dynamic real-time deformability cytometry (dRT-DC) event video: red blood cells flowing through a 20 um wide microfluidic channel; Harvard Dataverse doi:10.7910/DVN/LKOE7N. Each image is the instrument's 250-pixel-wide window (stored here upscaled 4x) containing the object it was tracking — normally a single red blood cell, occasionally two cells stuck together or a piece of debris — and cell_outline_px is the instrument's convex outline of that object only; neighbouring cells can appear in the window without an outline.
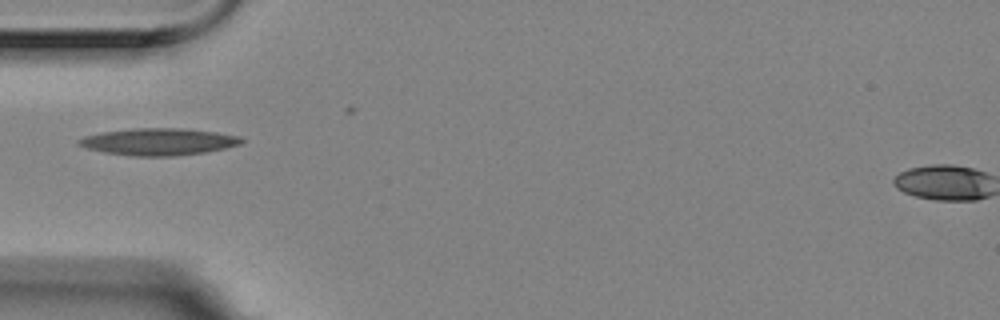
{"species": "Egyptian fruit bat (a non-hibernating species)", "species_latin": "Rousettus aegyptiacus", "temperature_condition": "room temperature", "stored_images_in_passage": 11, "camera_frame_rate_fps": 3000, "um_per_image_px": 0.085, "animal": {"sex": "female"}, "frame": {"image": 1, "passage_image": 1, "time_ms": 0.0, "image_size_px": [1000, 320], "cell_outline_px": [[244, 140], [240, 144], [224, 148], [204, 152], [176, 156], [132, 156], [104, 152], [88, 148], [80, 144], [76, 140], [84, 136], [100, 132], [132, 128], [184, 128], [216, 132], [240, 136]], "centroid_in_image_um": [13.48, 12.04], "position_along_channel_um": 71.5, "area_um2": 25.55}}
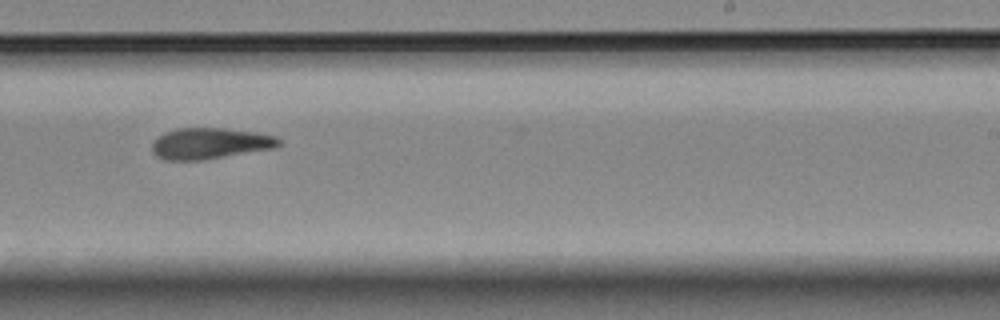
{"frame": {"image": 2, "passage_image": 6, "time_ms": 1.667, "image_size_px": [1000, 320], "cell_outline_px": [[280, 144], [276, 148], [200, 160], [164, 160], [156, 156], [152, 152], [152, 140], [164, 132], [176, 128], [224, 128], [256, 132], [276, 136], [280, 140]], "centroid_in_image_um": [17.81, 12.18], "position_along_channel_um": 271.2, "area_um2": 23.12}}
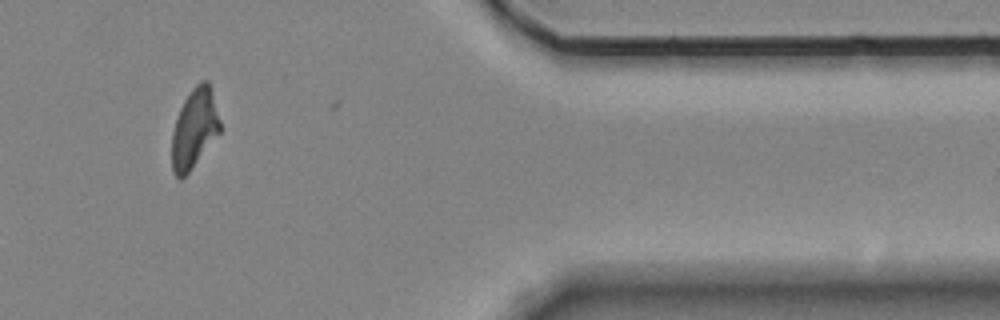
{"frame": {"image": 3, "passage_image": 9, "time_ms": 2.667, "image_size_px": [1000, 320], "cell_outline_px": [[220, 132], [188, 172], [180, 180], [172, 172], [172, 132], [180, 108], [184, 100], [192, 88], [200, 80], [208, 80], [220, 120]], "centroid_in_image_um": [16.51, 10.91], "position_along_channel_um": 394.9, "area_um2": 21.96}}